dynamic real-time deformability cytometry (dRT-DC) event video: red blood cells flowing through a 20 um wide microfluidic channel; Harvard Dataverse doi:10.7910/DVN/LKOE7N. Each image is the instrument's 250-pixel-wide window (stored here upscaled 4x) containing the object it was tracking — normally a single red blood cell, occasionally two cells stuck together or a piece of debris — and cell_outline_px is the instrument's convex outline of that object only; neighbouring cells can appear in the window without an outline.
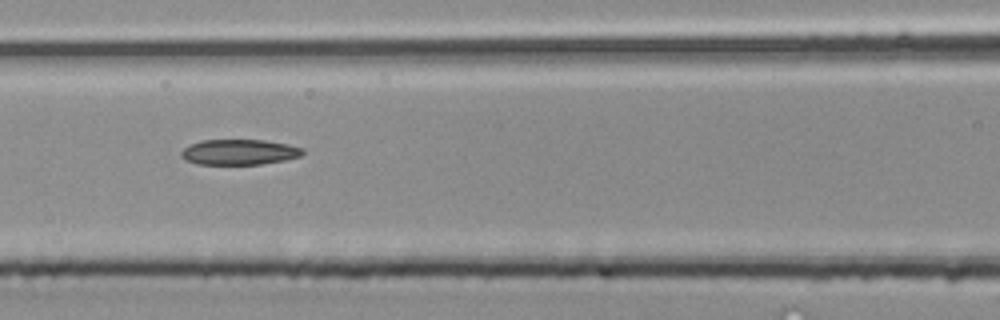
{"species": "common noctule bat (a hibernating species)", "species_latin": "Nyctalus noctula", "temperature_condition": "room temperature", "stored_images_in_passage": 6, "camera_frame_rate_fps": 3000, "um_per_image_px": 0.085, "animal": {"sex": "male", "body_mass_g": 20.4}, "frame": {"image": 1, "passage_image": 5, "time_ms": 1.333, "image_size_px": [1000, 320], "cell_outline_px": [[304, 152], [300, 156], [284, 160], [260, 164], [196, 164], [180, 156], [180, 152], [188, 144], [200, 140], [264, 140], [288, 144], [304, 148]], "centroid_in_image_um": [20.32, 12.92], "position_along_channel_um": 146.3, "area_um2": 18.03}}
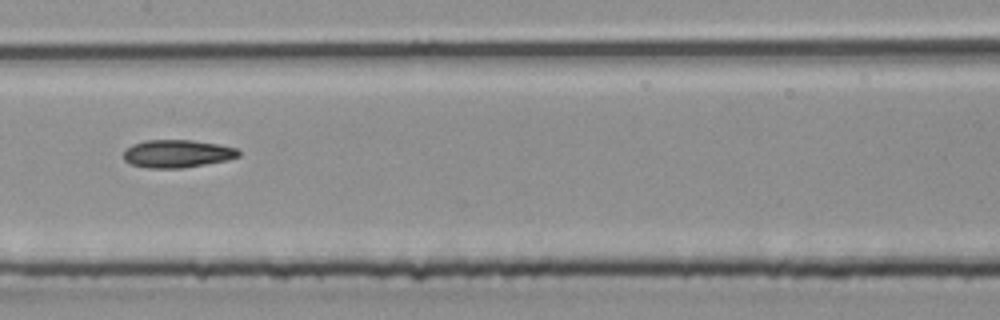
{"frame": {"image": 2, "passage_image": 6, "time_ms": 1.667, "image_size_px": [1000, 320], "cell_outline_px": [[240, 156], [228, 160], [180, 168], [148, 168], [132, 164], [124, 160], [124, 148], [132, 144], [144, 140], [192, 140], [220, 144], [240, 148]], "centroid_in_image_um": [15.09, 13.05], "position_along_channel_um": 192.3, "area_um2": 18.84}}